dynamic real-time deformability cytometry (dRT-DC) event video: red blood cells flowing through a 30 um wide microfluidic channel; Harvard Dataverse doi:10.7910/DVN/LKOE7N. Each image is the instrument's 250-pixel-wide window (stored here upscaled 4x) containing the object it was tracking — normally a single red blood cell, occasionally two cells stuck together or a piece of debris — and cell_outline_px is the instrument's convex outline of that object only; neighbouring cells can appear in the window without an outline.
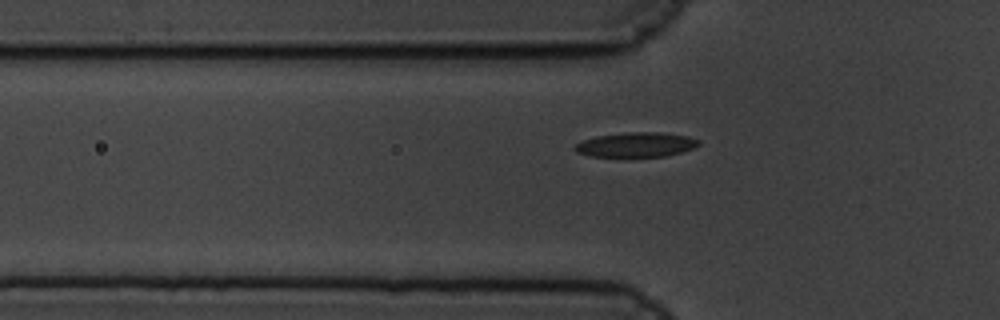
{"species": "common noctule bat (a hibernating species)", "species_latin": "Nyctalus noctula", "temperature_condition": "cold", "stored_images_in_passage": 13, "camera_frame_rate_fps": 3000, "um_per_image_px": 0.085, "animal": {"sex": "male", "body_mass_g": 19.5, "forearm_length_mm": 54.6}, "frame": {"image": 1, "passage_image": 6, "time_ms": 1.667, "image_size_px": [1000, 320], "cell_outline_px": [[700, 144], [692, 148], [680, 152], [664, 156], [592, 156], [576, 152], [572, 148], [576, 144], [584, 140], [596, 136], [628, 132], [660, 132], [688, 136], [700, 140]], "centroid_in_image_um": [54.06, 12.29], "position_along_channel_um": 71.7, "area_um2": 17.57}}
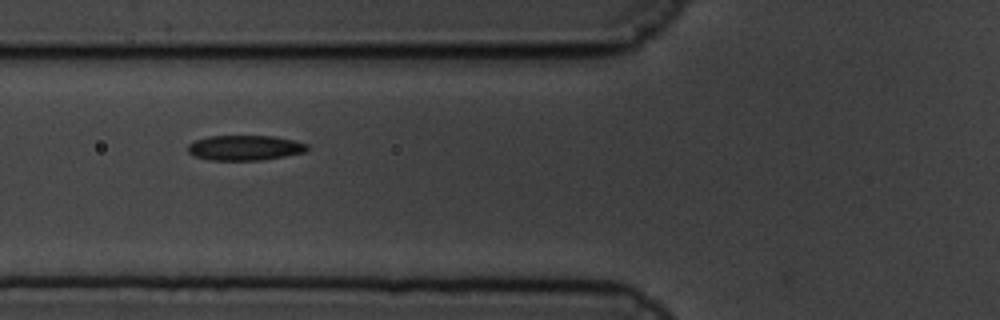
{"frame": {"image": 2, "passage_image": 9, "time_ms": 2.667, "image_size_px": [1000, 320], "cell_outline_px": [[308, 148], [304, 152], [284, 156], [260, 160], [208, 160], [192, 156], [188, 152], [188, 144], [196, 140], [208, 136], [272, 136], [292, 140], [308, 144]], "centroid_in_image_um": [20.76, 12.56], "position_along_channel_um": 105.0, "area_um2": 17.4}}
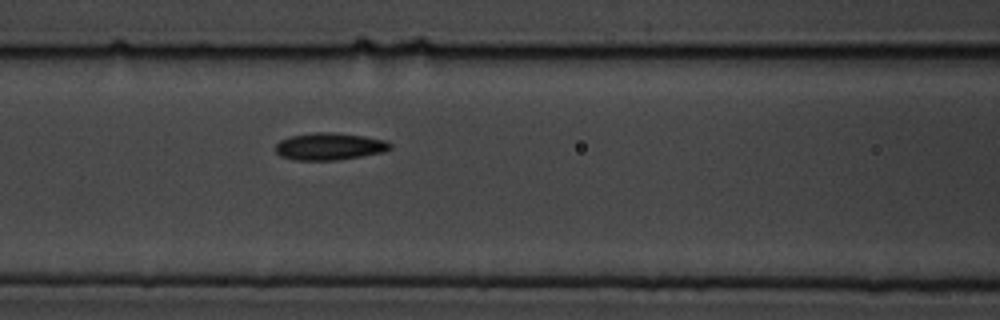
{"frame": {"image": 3, "passage_image": 12, "time_ms": 3.667, "image_size_px": [1000, 320], "cell_outline_px": [[392, 148], [384, 152], [336, 160], [296, 160], [280, 156], [276, 152], [276, 144], [280, 140], [292, 136], [312, 132], [332, 132], [364, 136], [384, 140], [392, 144]], "centroid_in_image_um": [28.01, 12.44], "position_along_channel_um": 138.6, "area_um2": 18.09}}